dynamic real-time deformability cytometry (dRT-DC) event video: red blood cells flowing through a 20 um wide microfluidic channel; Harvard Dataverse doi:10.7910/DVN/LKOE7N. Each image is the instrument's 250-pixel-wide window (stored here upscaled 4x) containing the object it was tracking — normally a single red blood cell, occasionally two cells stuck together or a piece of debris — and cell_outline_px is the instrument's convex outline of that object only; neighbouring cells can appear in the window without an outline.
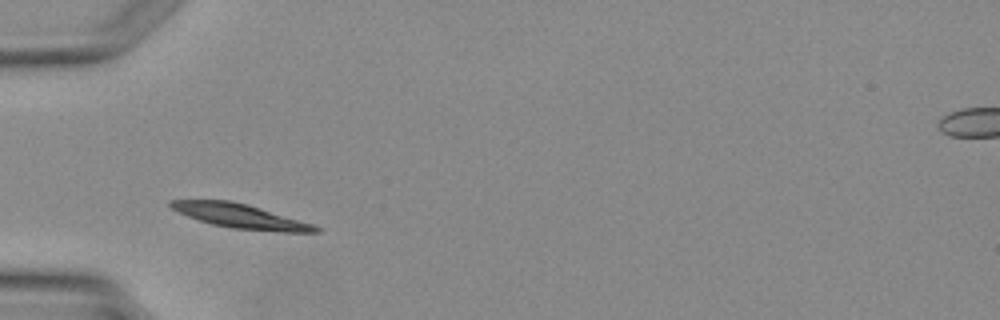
{"species": "Egyptian fruit bat (a non-hibernating species)", "species_latin": "Rousettus aegyptiacus", "temperature_condition": "warm", "stored_images_in_passage": 4, "camera_frame_rate_fps": 3000, "um_per_image_px": 0.085, "animal": {"sex": "female"}, "frame": {"image": 1, "passage_image": 3, "time_ms": 2.667, "image_size_px": [1000, 320], "cell_outline_px": [[320, 232], [276, 232], [232, 228], [212, 224], [188, 216], [172, 208], [168, 204], [168, 200], [232, 200], [260, 208], [312, 224], [320, 228]], "centroid_in_image_um": [20.43, 18.37], "position_along_channel_um": 64.6, "area_um2": 20.17}}
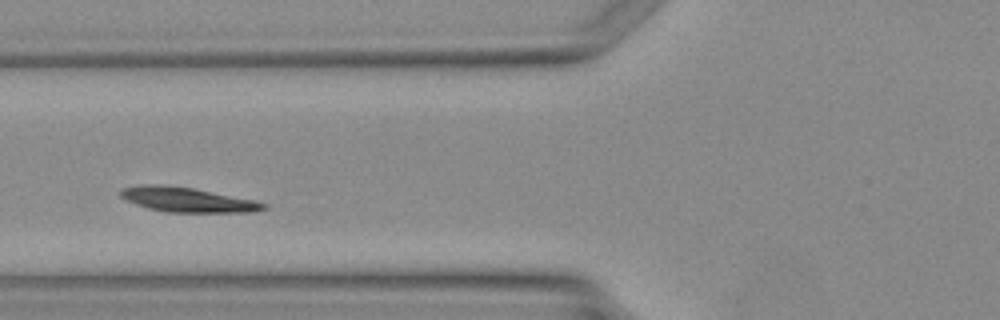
{"frame": {"image": 2, "passage_image": 4, "time_ms": 3.667, "image_size_px": [1000, 320], "cell_outline_px": [[268, 208], [256, 212], [164, 212], [148, 208], [136, 204], [120, 196], [120, 188], [136, 184], [164, 184], [192, 188], [256, 200], [268, 204]], "centroid_in_image_um": [15.93, 16.97], "position_along_channel_um": 109.9, "area_um2": 20.81}}